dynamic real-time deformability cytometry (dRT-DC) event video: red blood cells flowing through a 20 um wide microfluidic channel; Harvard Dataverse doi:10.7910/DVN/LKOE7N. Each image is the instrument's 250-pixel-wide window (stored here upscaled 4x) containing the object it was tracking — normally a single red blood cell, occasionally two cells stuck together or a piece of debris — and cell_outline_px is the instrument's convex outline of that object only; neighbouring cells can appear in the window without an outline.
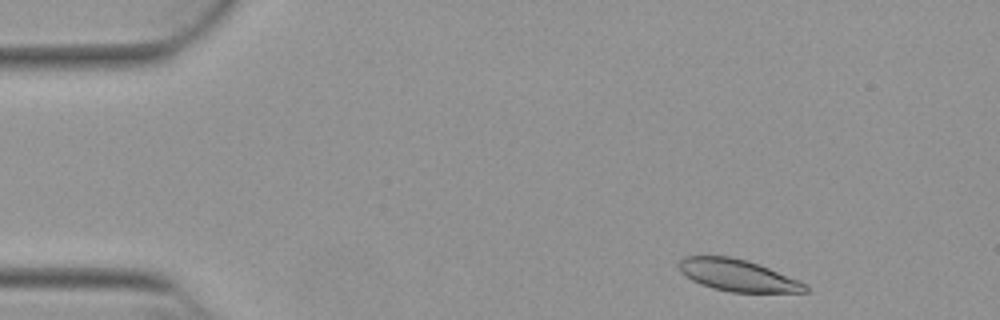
{"species": "Egyptian fruit bat (a non-hibernating species)", "species_latin": "Rousettus aegyptiacus", "temperature_condition": "warm", "stored_images_in_passage": 48, "camera_frame_rate_fps": 3000, "um_per_image_px": 0.085, "animal": {"sex": "female"}, "frame": {"image": 1, "passage_image": 2, "time_ms": 0.333, "image_size_px": [1000, 320], "cell_outline_px": [[808, 292], [728, 292], [712, 288], [700, 284], [692, 280], [680, 272], [676, 264], [684, 256], [728, 256], [748, 260], [808, 284]], "centroid_in_image_um": [62.66, 23.4], "position_along_channel_um": 22.3, "area_um2": 23.47}}
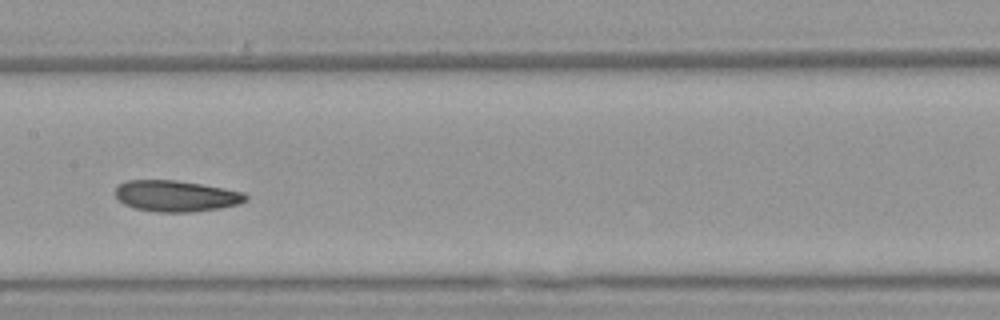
{"frame": {"image": 2, "passage_image": 22, "time_ms": 7.0, "image_size_px": [1000, 320], "cell_outline_px": [[248, 200], [240, 204], [220, 208], [192, 212], [156, 212], [136, 208], [124, 204], [116, 196], [116, 188], [120, 184], [128, 180], [176, 180], [224, 188], [244, 192], [248, 196]], "centroid_in_image_um": [15.01, 16.66], "position_along_channel_um": 192.4, "area_um2": 23.64}}
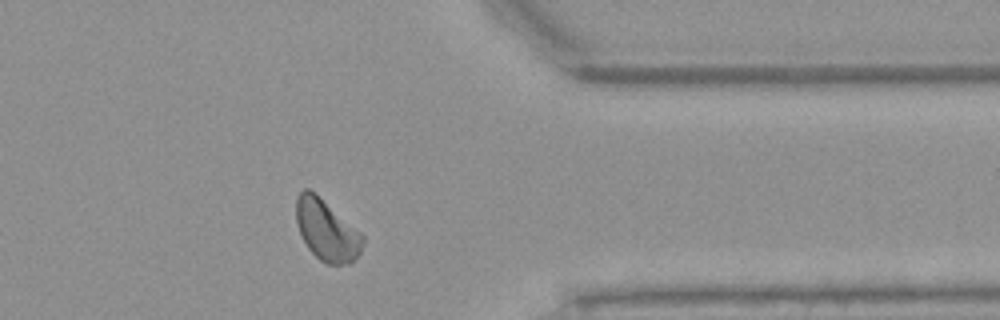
{"frame": {"image": 3, "passage_image": 38, "time_ms": 12.333, "image_size_px": [1000, 320], "cell_outline_px": [[364, 244], [360, 252], [352, 264], [328, 264], [320, 260], [308, 248], [300, 232], [296, 220], [296, 200], [300, 192], [304, 188], [308, 188], [360, 232], [364, 236]], "centroid_in_image_um": [27.78, 19.61], "position_along_channel_um": 383.6, "area_um2": 23.18}, "authors_computed_cell_mechanics": {"area_um2": 23.698, "velocity_mm_per_s": 3.8333, "shape_relaxation_time_tau1_ms": 7.7679, "shape_relaxation_time_tau2_ms": 4.7036, "deformation_change_tau1": 0.151, "deformation_change_tau2": 0.1024}}